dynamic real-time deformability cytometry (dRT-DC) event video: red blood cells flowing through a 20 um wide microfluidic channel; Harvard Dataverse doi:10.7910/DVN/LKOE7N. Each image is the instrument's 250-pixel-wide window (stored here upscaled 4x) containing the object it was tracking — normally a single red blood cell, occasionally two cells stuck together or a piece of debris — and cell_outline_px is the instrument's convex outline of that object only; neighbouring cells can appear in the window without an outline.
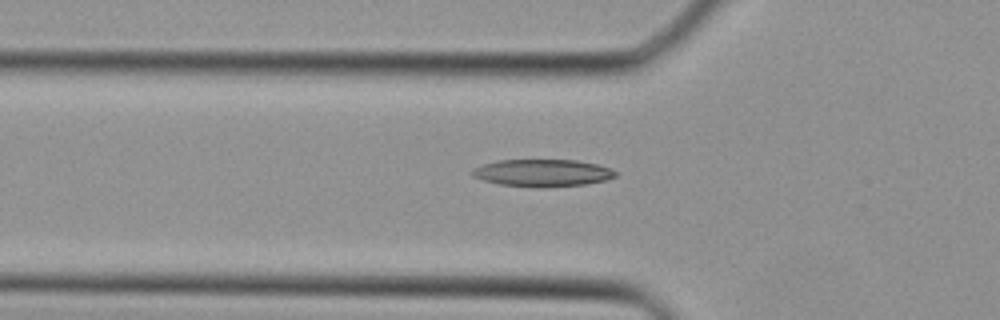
{"species": "Egyptian fruit bat (a non-hibernating species)", "species_latin": "Rousettus aegyptiacus", "temperature_condition": "cold", "stored_images_in_passage": 24, "camera_frame_rate_fps": 3000, "um_per_image_px": 0.085, "animal": {"sex": "female"}, "frame": {"image": 1, "passage_image": 2, "time_ms": 0.333, "image_size_px": [1000, 320], "cell_outline_px": [[616, 176], [608, 180], [584, 184], [544, 188], [540, 188], [500, 184], [484, 180], [472, 176], [472, 168], [496, 160], [576, 160], [596, 164], [612, 168], [616, 172]], "centroid_in_image_um": [46.13, 14.7], "position_along_channel_um": 79.7, "area_um2": 22.83}}
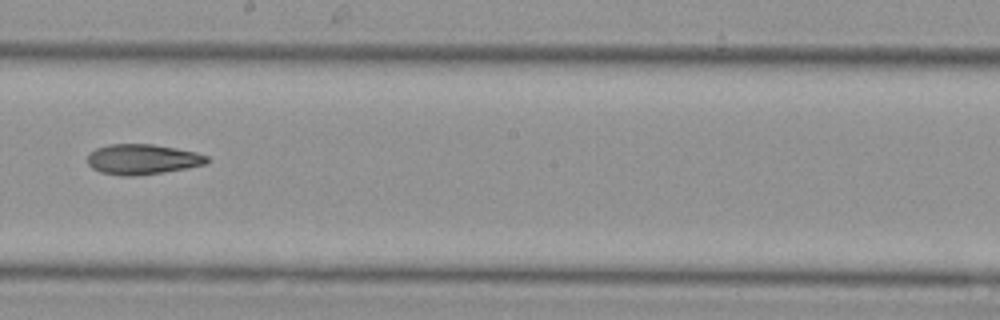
{"frame": {"image": 2, "passage_image": 11, "time_ms": 3.333, "image_size_px": [1000, 320], "cell_outline_px": [[212, 160], [208, 164], [188, 168], [164, 172], [132, 176], [120, 176], [100, 172], [92, 168], [88, 164], [88, 152], [96, 148], [108, 144], [152, 144], [176, 148], [196, 152], [208, 156]], "centroid_in_image_um": [12.13, 13.54], "position_along_channel_um": 236.1, "area_um2": 21.39}}
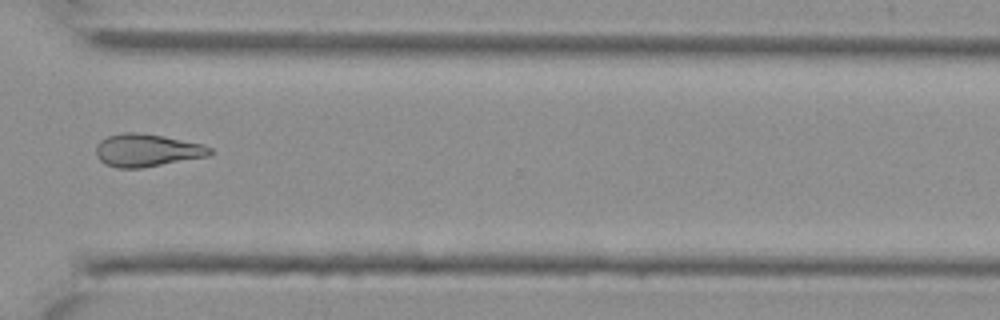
{"frame": {"image": 3, "passage_image": 18, "time_ms": 5.667, "image_size_px": [1000, 320], "cell_outline_px": [[212, 152], [208, 156], [140, 168], [116, 168], [104, 164], [96, 156], [96, 144], [100, 140], [108, 136], [124, 132], [136, 132], [164, 136], [200, 144], [212, 148]], "centroid_in_image_um": [12.43, 12.77], "position_along_channel_um": 358.2, "area_um2": 21.62}}